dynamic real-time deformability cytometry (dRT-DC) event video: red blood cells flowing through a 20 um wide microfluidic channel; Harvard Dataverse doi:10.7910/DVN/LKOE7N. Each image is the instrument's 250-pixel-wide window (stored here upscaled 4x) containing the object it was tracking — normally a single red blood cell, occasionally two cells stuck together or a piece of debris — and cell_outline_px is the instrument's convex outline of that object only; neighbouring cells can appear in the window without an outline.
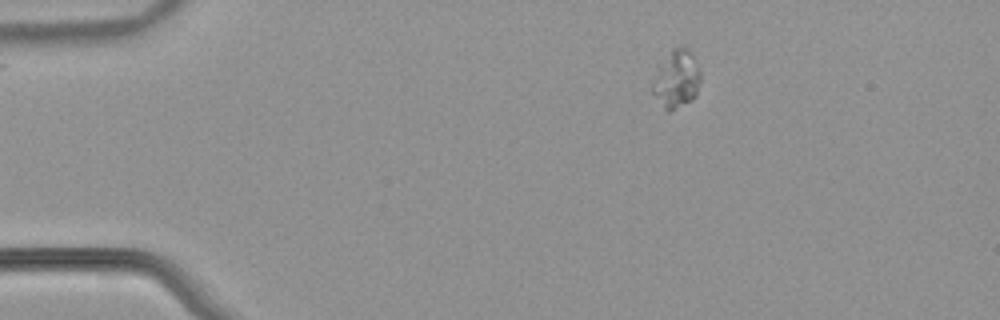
{"species": "common noctule bat (a hibernating species)", "species_latin": "Nyctalus noctula", "temperature_condition": "warm", "stored_images_in_passage": 47, "camera_frame_rate_fps": 3000, "um_per_image_px": 0.085, "animal": {"sex": "male", "body_mass_g": 21.5, "forearm_length_mm": 52.0}, "frame": {"image": 1, "passage_image": 1, "time_ms": 0.0, "image_size_px": [1000, 320], "cell_outline_px": [[700, 80], [696, 96], [692, 100], [668, 112], [664, 108], [652, 92], [652, 84], [660, 68], [672, 48], [680, 44], [688, 48], [700, 68]], "centroid_in_image_um": [57.55, 6.71], "position_along_channel_um": 27.5, "area_um2": 15.84}}
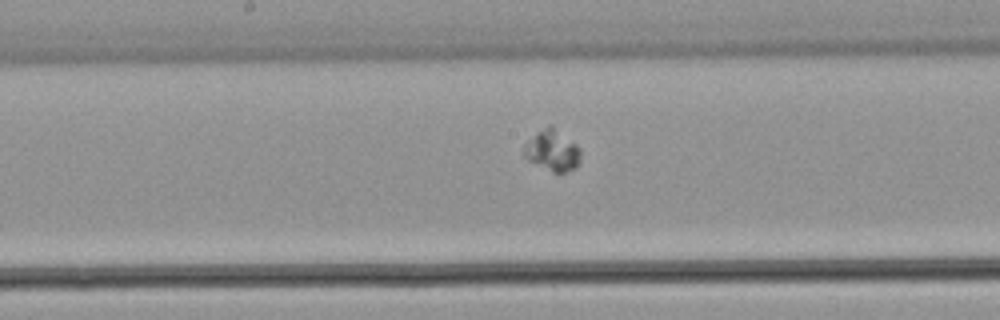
{"frame": {"image": 2, "passage_image": 21, "time_ms": 6.667, "image_size_px": [1000, 320], "cell_outline_px": [[580, 160], [576, 168], [568, 172], [552, 172], [528, 160], [524, 156], [524, 144], [528, 140], [548, 124], [552, 124], [576, 144], [580, 148]], "centroid_in_image_um": [46.97, 12.79], "position_along_channel_um": 201.2, "area_um2": 13.58}}
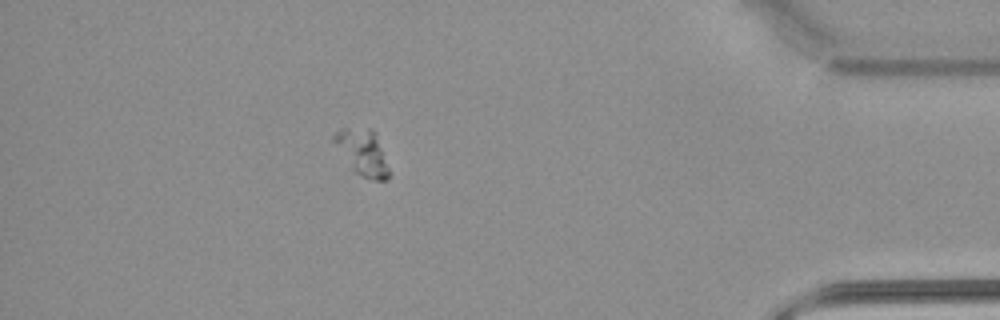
{"frame": {"image": 3, "passage_image": 41, "time_ms": 13.333, "image_size_px": [1000, 320], "cell_outline_px": [[388, 180], [376, 180], [360, 176], [352, 168], [332, 140], [332, 136], [340, 128], [368, 128], [376, 132], [388, 168]], "centroid_in_image_um": [30.8, 12.93], "position_along_channel_um": 404.4, "area_um2": 14.33}}